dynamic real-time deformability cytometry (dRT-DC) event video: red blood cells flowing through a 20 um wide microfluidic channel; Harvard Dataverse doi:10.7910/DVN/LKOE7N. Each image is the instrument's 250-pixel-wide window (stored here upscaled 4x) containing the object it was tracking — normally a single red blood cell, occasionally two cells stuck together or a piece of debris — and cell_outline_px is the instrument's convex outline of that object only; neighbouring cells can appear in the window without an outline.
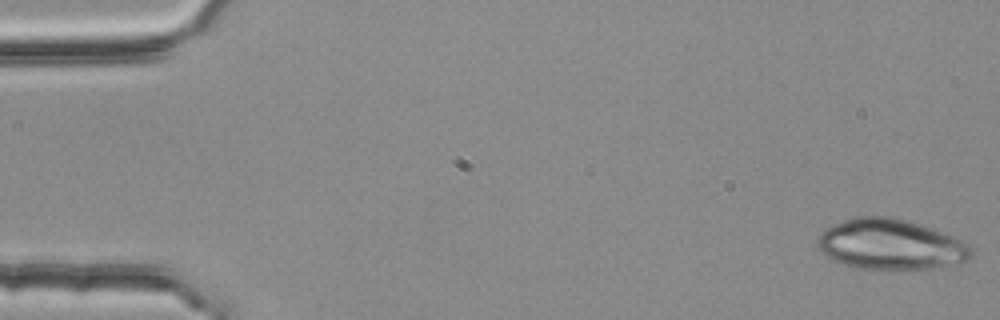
{"species": "common noctule bat (a hibernating species)", "species_latin": "Nyctalus noctula", "temperature_condition": "room temperature", "stored_images_in_passage": 6, "camera_frame_rate_fps": 3000, "um_per_image_px": 0.085, "animal": {"sex": "female", "body_mass_g": 25.1}, "frame": {"image": 1, "passage_image": 1, "time_ms": 0.0, "image_size_px": [1000, 320], "cell_outline_px": [[972, 256], [968, 260], [932, 268], [856, 268], [832, 260], [820, 252], [816, 236], [824, 228], [844, 220], [856, 216], [888, 216], [920, 224], [944, 232], [968, 244], [972, 248]], "centroid_in_image_um": [75.65, 20.76], "position_along_channel_um": 9.3, "area_um2": 44.91}}